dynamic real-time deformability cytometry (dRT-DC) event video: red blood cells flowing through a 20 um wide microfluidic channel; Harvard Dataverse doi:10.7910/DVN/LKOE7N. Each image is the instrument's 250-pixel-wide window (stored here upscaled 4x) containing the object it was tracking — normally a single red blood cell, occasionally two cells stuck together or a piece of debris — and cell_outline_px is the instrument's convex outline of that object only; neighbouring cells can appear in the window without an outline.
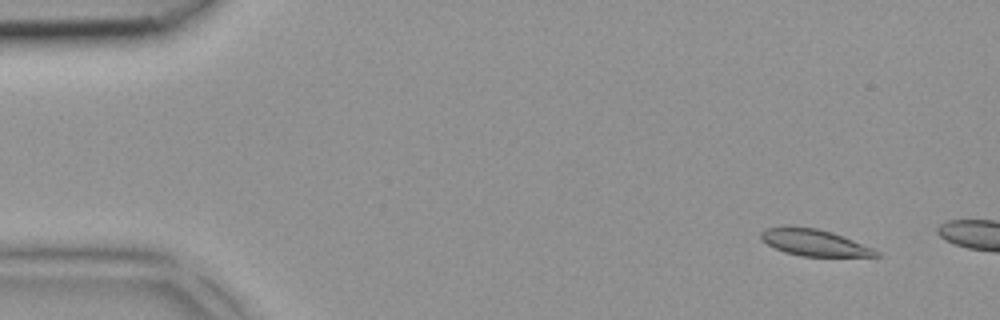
{"species": "common noctule bat (a hibernating species)", "species_latin": "Nyctalus noctula", "temperature_condition": "room temperature", "stored_images_in_passage": 2, "camera_frame_rate_fps": 3000, "um_per_image_px": 0.085, "animal": {"sex": "female", "body_mass_g": 18.4}, "frame": {"image": 1, "passage_image": 1, "time_ms": 0.0, "image_size_px": [1000, 320], "cell_outline_px": [[880, 256], [800, 256], [784, 252], [768, 244], [760, 236], [760, 232], [764, 228], [784, 224], [792, 224], [816, 228], [832, 232], [872, 248], [880, 252]], "centroid_in_image_um": [69.13, 20.58], "position_along_channel_um": 15.9, "area_um2": 18.03}}